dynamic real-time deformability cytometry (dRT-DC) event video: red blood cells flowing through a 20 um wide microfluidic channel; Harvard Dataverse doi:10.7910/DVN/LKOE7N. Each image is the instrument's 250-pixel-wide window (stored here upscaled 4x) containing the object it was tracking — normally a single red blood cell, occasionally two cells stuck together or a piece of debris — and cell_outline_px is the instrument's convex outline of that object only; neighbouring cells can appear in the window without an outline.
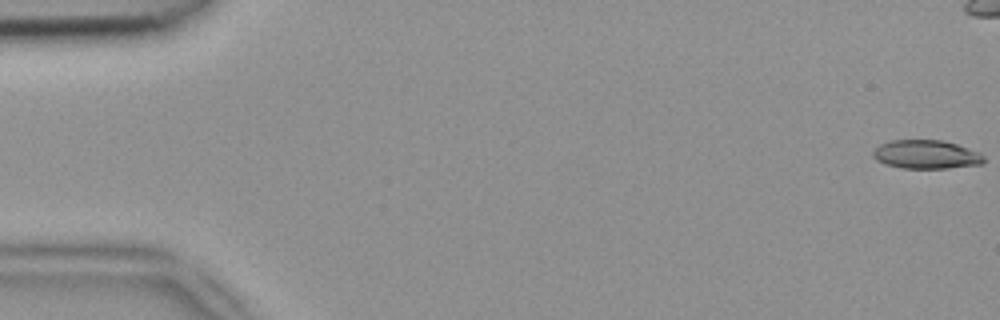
{"species": "common noctule bat (a hibernating species)", "species_latin": "Nyctalus noctula", "temperature_condition": "room temperature", "stored_images_in_passage": 10, "camera_frame_rate_fps": 3000, "um_per_image_px": 0.085, "animal": {"sex": "female", "body_mass_g": 18.4}, "frame": {"image": 1, "passage_image": 1, "time_ms": 0.0, "image_size_px": [1000, 320], "cell_outline_px": [[984, 164], [948, 168], [900, 168], [884, 164], [876, 160], [872, 156], [872, 152], [880, 144], [892, 140], [940, 140], [956, 144], [980, 152], [984, 156]], "centroid_in_image_um": [78.72, 13.14], "position_along_channel_um": 6.3, "area_um2": 18.61}}